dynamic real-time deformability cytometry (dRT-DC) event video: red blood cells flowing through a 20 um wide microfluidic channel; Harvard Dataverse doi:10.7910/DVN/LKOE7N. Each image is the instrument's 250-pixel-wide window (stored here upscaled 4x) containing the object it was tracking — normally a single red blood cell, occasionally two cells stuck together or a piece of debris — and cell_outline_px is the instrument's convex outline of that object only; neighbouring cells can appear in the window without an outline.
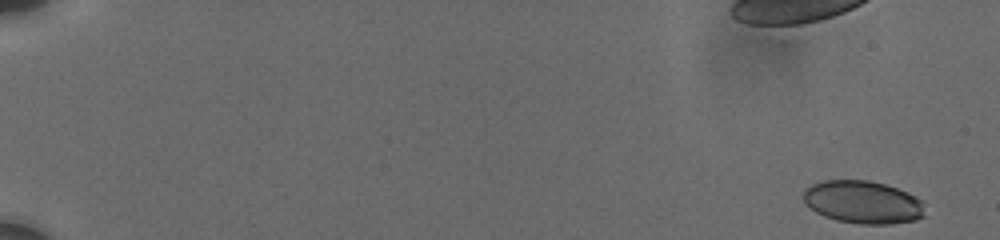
{"species": "human", "species_latin": "Homo sapiens", "temperature_condition": "cold", "stored_images_in_passage": 53, "camera_frame_rate_fps": 3000, "um_per_image_px": 0.085, "donor": {"sex": "male"}, "frame": {"image": 1, "passage_image": 1, "time_ms": 0.0, "image_size_px": [1000, 240], "cell_outline_px": [[924, 216], [916, 220], [892, 224], [860, 224], [836, 220], [824, 216], [816, 212], [804, 200], [804, 188], [812, 184], [824, 180], [868, 180], [884, 184], [908, 192], [916, 196], [920, 200]], "centroid_in_image_um": [73.34, 17.18], "position_along_channel_um": 11.7, "area_um2": 30.17}}
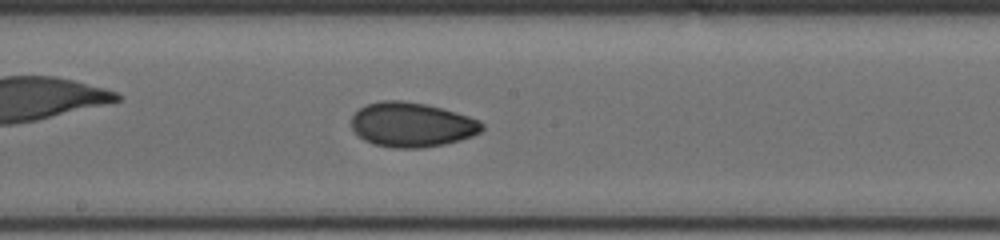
{"frame": {"image": 2, "passage_image": 30, "time_ms": 10.667, "image_size_px": [1000, 240], "cell_outline_px": [[484, 128], [480, 132], [472, 136], [460, 140], [444, 144], [420, 148], [392, 148], [372, 144], [364, 140], [352, 128], [352, 116], [360, 108], [368, 104], [384, 100], [400, 100], [424, 104], [440, 108], [468, 116], [480, 120], [484, 124]], "centroid_in_image_um": [35.01, 10.61], "position_along_channel_um": 213.2, "area_um2": 33.76}}
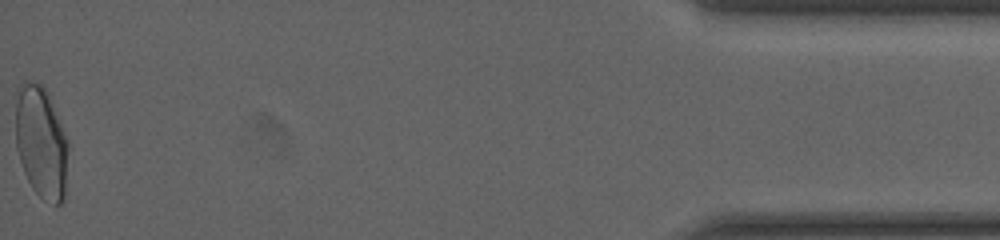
{"frame": {"image": 3, "passage_image": 53, "time_ms": 18.667, "image_size_px": [1000, 240], "cell_outline_px": [[68, 148], [64, 200], [60, 204], [56, 204], [44, 200], [32, 188], [24, 172], [16, 148], [16, 88], [24, 80], [28, 80], [44, 84], [48, 92], [68, 140]], "centroid_in_image_um": [3.49, 12.04], "position_along_channel_um": 431.7, "area_um2": 34.8}, "authors_computed_cell_mechanics": {"area_um2": 32.8304, "velocity_mm_per_s": 3.7281, "shape_relaxation_time_tau1_ms": 5.1279, "shape_relaxation_time_tau2_ms": 1.9808, "deformation_change_tau1": 0.1164, "deformation_change_tau2": 0.0483}}